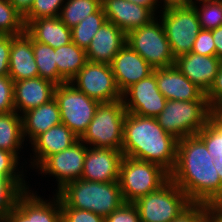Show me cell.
Returning a JSON list of instances; mask_svg holds the SVG:
<instances>
[{"mask_svg":"<svg viewBox=\"0 0 222 222\" xmlns=\"http://www.w3.org/2000/svg\"><path fill=\"white\" fill-rule=\"evenodd\" d=\"M204 142L197 136L178 140L176 162L169 179L194 203L222 201V183Z\"/></svg>","mask_w":222,"mask_h":222,"instance_id":"obj_1","label":"cell"},{"mask_svg":"<svg viewBox=\"0 0 222 222\" xmlns=\"http://www.w3.org/2000/svg\"><path fill=\"white\" fill-rule=\"evenodd\" d=\"M178 139L167 133L155 117L127 112L123 130V156L152 162L170 173L176 162Z\"/></svg>","mask_w":222,"mask_h":222,"instance_id":"obj_2","label":"cell"},{"mask_svg":"<svg viewBox=\"0 0 222 222\" xmlns=\"http://www.w3.org/2000/svg\"><path fill=\"white\" fill-rule=\"evenodd\" d=\"M56 194L60 198L61 207L88 210L103 217L124 203L119 181L74 180L65 184Z\"/></svg>","mask_w":222,"mask_h":222,"instance_id":"obj_3","label":"cell"},{"mask_svg":"<svg viewBox=\"0 0 222 222\" xmlns=\"http://www.w3.org/2000/svg\"><path fill=\"white\" fill-rule=\"evenodd\" d=\"M169 180V173L160 165L123 156L120 164L119 184L125 203L157 191Z\"/></svg>","mask_w":222,"mask_h":222,"instance_id":"obj_4","label":"cell"},{"mask_svg":"<svg viewBox=\"0 0 222 222\" xmlns=\"http://www.w3.org/2000/svg\"><path fill=\"white\" fill-rule=\"evenodd\" d=\"M214 113L208 101L167 100L156 120L167 133L180 140L196 135Z\"/></svg>","mask_w":222,"mask_h":222,"instance_id":"obj_5","label":"cell"},{"mask_svg":"<svg viewBox=\"0 0 222 222\" xmlns=\"http://www.w3.org/2000/svg\"><path fill=\"white\" fill-rule=\"evenodd\" d=\"M126 113L122 99L100 103L80 140L89 147L112 148L121 151Z\"/></svg>","mask_w":222,"mask_h":222,"instance_id":"obj_6","label":"cell"},{"mask_svg":"<svg viewBox=\"0 0 222 222\" xmlns=\"http://www.w3.org/2000/svg\"><path fill=\"white\" fill-rule=\"evenodd\" d=\"M192 202L172 180L134 202L140 222H170Z\"/></svg>","mask_w":222,"mask_h":222,"instance_id":"obj_7","label":"cell"},{"mask_svg":"<svg viewBox=\"0 0 222 222\" xmlns=\"http://www.w3.org/2000/svg\"><path fill=\"white\" fill-rule=\"evenodd\" d=\"M159 20V21H157ZM126 44L136 51L154 69L173 66L175 57L160 19L133 29L126 34Z\"/></svg>","mask_w":222,"mask_h":222,"instance_id":"obj_8","label":"cell"},{"mask_svg":"<svg viewBox=\"0 0 222 222\" xmlns=\"http://www.w3.org/2000/svg\"><path fill=\"white\" fill-rule=\"evenodd\" d=\"M54 98L59 106L62 123L81 138L95 116L100 102L88 97L70 82L57 85Z\"/></svg>","mask_w":222,"mask_h":222,"instance_id":"obj_9","label":"cell"},{"mask_svg":"<svg viewBox=\"0 0 222 222\" xmlns=\"http://www.w3.org/2000/svg\"><path fill=\"white\" fill-rule=\"evenodd\" d=\"M160 21L174 57L190 53L202 30L193 6L160 11Z\"/></svg>","mask_w":222,"mask_h":222,"instance_id":"obj_10","label":"cell"},{"mask_svg":"<svg viewBox=\"0 0 222 222\" xmlns=\"http://www.w3.org/2000/svg\"><path fill=\"white\" fill-rule=\"evenodd\" d=\"M88 97L108 103L122 99L110 64L87 62L70 81Z\"/></svg>","mask_w":222,"mask_h":222,"instance_id":"obj_11","label":"cell"},{"mask_svg":"<svg viewBox=\"0 0 222 222\" xmlns=\"http://www.w3.org/2000/svg\"><path fill=\"white\" fill-rule=\"evenodd\" d=\"M122 100L126 112L156 118L167 102L157 87L156 68L150 75L130 86L122 94Z\"/></svg>","mask_w":222,"mask_h":222,"instance_id":"obj_12","label":"cell"},{"mask_svg":"<svg viewBox=\"0 0 222 222\" xmlns=\"http://www.w3.org/2000/svg\"><path fill=\"white\" fill-rule=\"evenodd\" d=\"M87 145L80 139L59 153L49 156L37 169L40 174L55 176L60 190L68 182L81 179Z\"/></svg>","mask_w":222,"mask_h":222,"instance_id":"obj_13","label":"cell"},{"mask_svg":"<svg viewBox=\"0 0 222 222\" xmlns=\"http://www.w3.org/2000/svg\"><path fill=\"white\" fill-rule=\"evenodd\" d=\"M31 189L25 190L18 198L16 206L3 218L4 222H61L60 198L53 200L40 198ZM49 201V202H48Z\"/></svg>","mask_w":222,"mask_h":222,"instance_id":"obj_14","label":"cell"},{"mask_svg":"<svg viewBox=\"0 0 222 222\" xmlns=\"http://www.w3.org/2000/svg\"><path fill=\"white\" fill-rule=\"evenodd\" d=\"M122 158V151L87 146L81 179L93 182L119 181Z\"/></svg>","mask_w":222,"mask_h":222,"instance_id":"obj_15","label":"cell"},{"mask_svg":"<svg viewBox=\"0 0 222 222\" xmlns=\"http://www.w3.org/2000/svg\"><path fill=\"white\" fill-rule=\"evenodd\" d=\"M118 89L123 94L130 86L150 75L154 68L128 44H125L110 64Z\"/></svg>","mask_w":222,"mask_h":222,"instance_id":"obj_16","label":"cell"},{"mask_svg":"<svg viewBox=\"0 0 222 222\" xmlns=\"http://www.w3.org/2000/svg\"><path fill=\"white\" fill-rule=\"evenodd\" d=\"M101 6L107 21L114 23L125 34L149 24L157 16L149 8L127 0H101Z\"/></svg>","mask_w":222,"mask_h":222,"instance_id":"obj_17","label":"cell"},{"mask_svg":"<svg viewBox=\"0 0 222 222\" xmlns=\"http://www.w3.org/2000/svg\"><path fill=\"white\" fill-rule=\"evenodd\" d=\"M156 80L159 91L167 100L207 101L205 93L175 65L156 68Z\"/></svg>","mask_w":222,"mask_h":222,"instance_id":"obj_18","label":"cell"},{"mask_svg":"<svg viewBox=\"0 0 222 222\" xmlns=\"http://www.w3.org/2000/svg\"><path fill=\"white\" fill-rule=\"evenodd\" d=\"M221 64L214 56L198 55L193 52L175 58L174 65L205 94L213 85Z\"/></svg>","mask_w":222,"mask_h":222,"instance_id":"obj_19","label":"cell"},{"mask_svg":"<svg viewBox=\"0 0 222 222\" xmlns=\"http://www.w3.org/2000/svg\"><path fill=\"white\" fill-rule=\"evenodd\" d=\"M57 85L41 77L23 79L14 82V108L22 115L23 113L37 108L54 98ZM21 113V114H20Z\"/></svg>","mask_w":222,"mask_h":222,"instance_id":"obj_20","label":"cell"},{"mask_svg":"<svg viewBox=\"0 0 222 222\" xmlns=\"http://www.w3.org/2000/svg\"><path fill=\"white\" fill-rule=\"evenodd\" d=\"M126 44V34L114 23L106 21L94 35L86 49L87 60L111 64L113 58Z\"/></svg>","mask_w":222,"mask_h":222,"instance_id":"obj_21","label":"cell"},{"mask_svg":"<svg viewBox=\"0 0 222 222\" xmlns=\"http://www.w3.org/2000/svg\"><path fill=\"white\" fill-rule=\"evenodd\" d=\"M79 139L63 123L51 127L31 142L32 151H34L31 165L33 164V168H38L49 156L68 149Z\"/></svg>","mask_w":222,"mask_h":222,"instance_id":"obj_22","label":"cell"},{"mask_svg":"<svg viewBox=\"0 0 222 222\" xmlns=\"http://www.w3.org/2000/svg\"><path fill=\"white\" fill-rule=\"evenodd\" d=\"M8 76L14 81L38 77L32 38L26 33L11 35Z\"/></svg>","mask_w":222,"mask_h":222,"instance_id":"obj_23","label":"cell"},{"mask_svg":"<svg viewBox=\"0 0 222 222\" xmlns=\"http://www.w3.org/2000/svg\"><path fill=\"white\" fill-rule=\"evenodd\" d=\"M25 32L34 41L54 49L72 42L71 28L67 27L59 17L34 19L25 26Z\"/></svg>","mask_w":222,"mask_h":222,"instance_id":"obj_24","label":"cell"},{"mask_svg":"<svg viewBox=\"0 0 222 222\" xmlns=\"http://www.w3.org/2000/svg\"><path fill=\"white\" fill-rule=\"evenodd\" d=\"M23 136L32 142L38 135L46 132L53 126L61 124V114L55 98L43 105L28 110L21 115Z\"/></svg>","mask_w":222,"mask_h":222,"instance_id":"obj_25","label":"cell"},{"mask_svg":"<svg viewBox=\"0 0 222 222\" xmlns=\"http://www.w3.org/2000/svg\"><path fill=\"white\" fill-rule=\"evenodd\" d=\"M55 52L59 85L70 82L88 62L86 50L79 48L73 42L55 48Z\"/></svg>","mask_w":222,"mask_h":222,"instance_id":"obj_26","label":"cell"},{"mask_svg":"<svg viewBox=\"0 0 222 222\" xmlns=\"http://www.w3.org/2000/svg\"><path fill=\"white\" fill-rule=\"evenodd\" d=\"M24 141L21 115L16 111L1 113L0 149L7 150L20 159L18 151L23 148Z\"/></svg>","mask_w":222,"mask_h":222,"instance_id":"obj_27","label":"cell"},{"mask_svg":"<svg viewBox=\"0 0 222 222\" xmlns=\"http://www.w3.org/2000/svg\"><path fill=\"white\" fill-rule=\"evenodd\" d=\"M107 21L102 6L71 28L72 42L86 50L99 28Z\"/></svg>","mask_w":222,"mask_h":222,"instance_id":"obj_28","label":"cell"},{"mask_svg":"<svg viewBox=\"0 0 222 222\" xmlns=\"http://www.w3.org/2000/svg\"><path fill=\"white\" fill-rule=\"evenodd\" d=\"M34 59L37 64L39 77L59 85V72L56 65L55 49L32 39Z\"/></svg>","mask_w":222,"mask_h":222,"instance_id":"obj_29","label":"cell"},{"mask_svg":"<svg viewBox=\"0 0 222 222\" xmlns=\"http://www.w3.org/2000/svg\"><path fill=\"white\" fill-rule=\"evenodd\" d=\"M101 7V0H67L61 8L59 19L73 28Z\"/></svg>","mask_w":222,"mask_h":222,"instance_id":"obj_30","label":"cell"},{"mask_svg":"<svg viewBox=\"0 0 222 222\" xmlns=\"http://www.w3.org/2000/svg\"><path fill=\"white\" fill-rule=\"evenodd\" d=\"M24 177L0 176V218H4L15 206L19 196L28 190Z\"/></svg>","mask_w":222,"mask_h":222,"instance_id":"obj_31","label":"cell"},{"mask_svg":"<svg viewBox=\"0 0 222 222\" xmlns=\"http://www.w3.org/2000/svg\"><path fill=\"white\" fill-rule=\"evenodd\" d=\"M196 135L213 158H222V115L219 112H215Z\"/></svg>","mask_w":222,"mask_h":222,"instance_id":"obj_32","label":"cell"},{"mask_svg":"<svg viewBox=\"0 0 222 222\" xmlns=\"http://www.w3.org/2000/svg\"><path fill=\"white\" fill-rule=\"evenodd\" d=\"M24 32L25 23L23 16L9 0H0V34L16 36Z\"/></svg>","mask_w":222,"mask_h":222,"instance_id":"obj_33","label":"cell"},{"mask_svg":"<svg viewBox=\"0 0 222 222\" xmlns=\"http://www.w3.org/2000/svg\"><path fill=\"white\" fill-rule=\"evenodd\" d=\"M198 4L199 6L194 5L193 7L195 8L202 29L212 30L222 25V0Z\"/></svg>","mask_w":222,"mask_h":222,"instance_id":"obj_34","label":"cell"},{"mask_svg":"<svg viewBox=\"0 0 222 222\" xmlns=\"http://www.w3.org/2000/svg\"><path fill=\"white\" fill-rule=\"evenodd\" d=\"M66 0H34L30 10L23 16L25 26L34 19L59 17Z\"/></svg>","mask_w":222,"mask_h":222,"instance_id":"obj_35","label":"cell"},{"mask_svg":"<svg viewBox=\"0 0 222 222\" xmlns=\"http://www.w3.org/2000/svg\"><path fill=\"white\" fill-rule=\"evenodd\" d=\"M61 222H105V217L88 210L61 207Z\"/></svg>","mask_w":222,"mask_h":222,"instance_id":"obj_36","label":"cell"},{"mask_svg":"<svg viewBox=\"0 0 222 222\" xmlns=\"http://www.w3.org/2000/svg\"><path fill=\"white\" fill-rule=\"evenodd\" d=\"M14 81L8 76H0V114L15 111Z\"/></svg>","mask_w":222,"mask_h":222,"instance_id":"obj_37","label":"cell"},{"mask_svg":"<svg viewBox=\"0 0 222 222\" xmlns=\"http://www.w3.org/2000/svg\"><path fill=\"white\" fill-rule=\"evenodd\" d=\"M191 52L198 55L214 56L216 48L213 41L212 31L202 29L196 37Z\"/></svg>","mask_w":222,"mask_h":222,"instance_id":"obj_38","label":"cell"},{"mask_svg":"<svg viewBox=\"0 0 222 222\" xmlns=\"http://www.w3.org/2000/svg\"><path fill=\"white\" fill-rule=\"evenodd\" d=\"M20 161L13 153L0 149V176L2 177H24V171H19Z\"/></svg>","mask_w":222,"mask_h":222,"instance_id":"obj_39","label":"cell"},{"mask_svg":"<svg viewBox=\"0 0 222 222\" xmlns=\"http://www.w3.org/2000/svg\"><path fill=\"white\" fill-rule=\"evenodd\" d=\"M105 222H140V217L134 203L124 202L118 209L105 217Z\"/></svg>","mask_w":222,"mask_h":222,"instance_id":"obj_40","label":"cell"},{"mask_svg":"<svg viewBox=\"0 0 222 222\" xmlns=\"http://www.w3.org/2000/svg\"><path fill=\"white\" fill-rule=\"evenodd\" d=\"M207 219L205 203L192 202L183 212L170 222H204Z\"/></svg>","mask_w":222,"mask_h":222,"instance_id":"obj_41","label":"cell"},{"mask_svg":"<svg viewBox=\"0 0 222 222\" xmlns=\"http://www.w3.org/2000/svg\"><path fill=\"white\" fill-rule=\"evenodd\" d=\"M205 95L209 106L215 112H219L222 110V61L215 81Z\"/></svg>","mask_w":222,"mask_h":222,"instance_id":"obj_42","label":"cell"},{"mask_svg":"<svg viewBox=\"0 0 222 222\" xmlns=\"http://www.w3.org/2000/svg\"><path fill=\"white\" fill-rule=\"evenodd\" d=\"M11 48V35H0V76L9 73V56Z\"/></svg>","mask_w":222,"mask_h":222,"instance_id":"obj_43","label":"cell"},{"mask_svg":"<svg viewBox=\"0 0 222 222\" xmlns=\"http://www.w3.org/2000/svg\"><path fill=\"white\" fill-rule=\"evenodd\" d=\"M207 218L211 222H222V201L206 202Z\"/></svg>","mask_w":222,"mask_h":222,"instance_id":"obj_44","label":"cell"},{"mask_svg":"<svg viewBox=\"0 0 222 222\" xmlns=\"http://www.w3.org/2000/svg\"><path fill=\"white\" fill-rule=\"evenodd\" d=\"M163 2V10L161 11L192 6L190 0H163Z\"/></svg>","mask_w":222,"mask_h":222,"instance_id":"obj_45","label":"cell"},{"mask_svg":"<svg viewBox=\"0 0 222 222\" xmlns=\"http://www.w3.org/2000/svg\"><path fill=\"white\" fill-rule=\"evenodd\" d=\"M211 31L216 48V56L222 59V25Z\"/></svg>","mask_w":222,"mask_h":222,"instance_id":"obj_46","label":"cell"},{"mask_svg":"<svg viewBox=\"0 0 222 222\" xmlns=\"http://www.w3.org/2000/svg\"><path fill=\"white\" fill-rule=\"evenodd\" d=\"M34 0H9L14 8L24 16L31 8Z\"/></svg>","mask_w":222,"mask_h":222,"instance_id":"obj_47","label":"cell"},{"mask_svg":"<svg viewBox=\"0 0 222 222\" xmlns=\"http://www.w3.org/2000/svg\"><path fill=\"white\" fill-rule=\"evenodd\" d=\"M127 1L149 8L153 13L156 12L157 11L156 9L160 7V4L158 3H161V1L159 2L158 0H127Z\"/></svg>","mask_w":222,"mask_h":222,"instance_id":"obj_48","label":"cell"},{"mask_svg":"<svg viewBox=\"0 0 222 222\" xmlns=\"http://www.w3.org/2000/svg\"><path fill=\"white\" fill-rule=\"evenodd\" d=\"M213 161H214L215 169L218 172L221 179V183H222V158H214Z\"/></svg>","mask_w":222,"mask_h":222,"instance_id":"obj_49","label":"cell"},{"mask_svg":"<svg viewBox=\"0 0 222 222\" xmlns=\"http://www.w3.org/2000/svg\"><path fill=\"white\" fill-rule=\"evenodd\" d=\"M190 1H191L192 6H194V5L198 4V2L202 3V2L216 1V0H190Z\"/></svg>","mask_w":222,"mask_h":222,"instance_id":"obj_50","label":"cell"},{"mask_svg":"<svg viewBox=\"0 0 222 222\" xmlns=\"http://www.w3.org/2000/svg\"><path fill=\"white\" fill-rule=\"evenodd\" d=\"M204 222H211L208 218Z\"/></svg>","mask_w":222,"mask_h":222,"instance_id":"obj_51","label":"cell"}]
</instances>
